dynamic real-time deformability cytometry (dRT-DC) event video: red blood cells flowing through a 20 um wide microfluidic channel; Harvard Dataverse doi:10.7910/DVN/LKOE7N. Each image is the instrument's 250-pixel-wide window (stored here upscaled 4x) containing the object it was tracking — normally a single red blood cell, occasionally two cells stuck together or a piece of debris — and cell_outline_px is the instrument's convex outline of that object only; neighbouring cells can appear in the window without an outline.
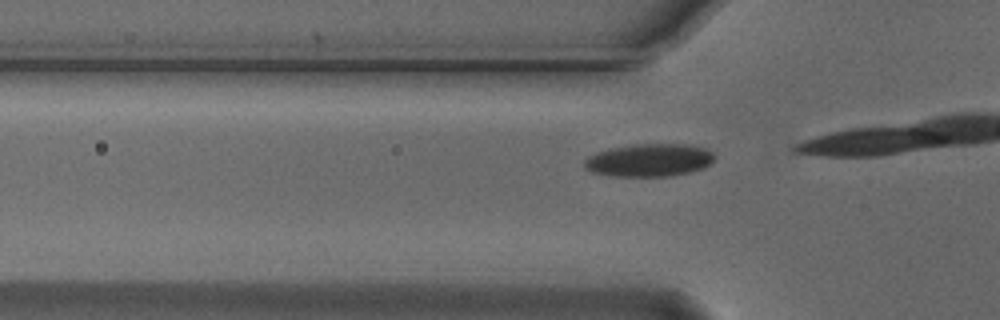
{"species": "Egyptian fruit bat (a non-hibernating species)", "species_latin": "Rousettus aegyptiacus", "temperature_condition": "cold", "stored_images_in_passage": 10, "camera_frame_rate_fps": 3000, "um_per_image_px": 0.085, "animal": {"sex": "male"}, "frame": {"image": 1, "passage_image": 7, "time_ms": 2.0, "image_size_px": [1000, 320], "cell_outline_px": [[716, 156], [704, 168], [688, 172], [668, 176], [612, 176], [592, 172], [584, 168], [584, 160], [588, 156], [596, 152], [612, 148], [636, 144], [688, 144], [704, 148], [712, 152]], "centroid_in_image_um": [55.16, 13.61], "position_along_channel_um": 70.6, "area_um2": 24.8}}